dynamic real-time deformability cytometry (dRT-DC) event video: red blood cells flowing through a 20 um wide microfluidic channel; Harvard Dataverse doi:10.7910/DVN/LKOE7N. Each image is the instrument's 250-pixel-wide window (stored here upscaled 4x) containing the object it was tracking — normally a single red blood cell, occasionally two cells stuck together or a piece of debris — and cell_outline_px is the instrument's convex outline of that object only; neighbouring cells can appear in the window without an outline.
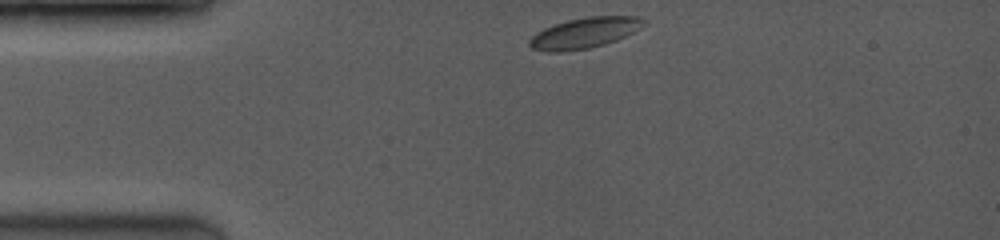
{"species": "common noctule bat (a hibernating species)", "species_latin": "Nyctalus noctula", "temperature_condition": "room temperature", "stored_images_in_passage": 40, "camera_frame_rate_fps": 3500, "um_per_image_px": 0.085, "animal": {"sex": "female", "body_mass_g": 19.0, "forearm_length_mm": 53.3}, "frame": {"image": 1, "passage_image": 1, "time_ms": 0.0, "image_size_px": [1000, 240], "cell_outline_px": [[648, 20], [632, 32], [616, 40], [604, 44], [588, 48], [556, 52], [548, 52], [532, 48], [528, 44], [528, 40], [536, 32], [544, 28], [568, 20], [588, 16], [636, 16]], "centroid_in_image_um": [49.64, 2.79], "position_along_channel_um": 35.4, "area_um2": 20.11}}
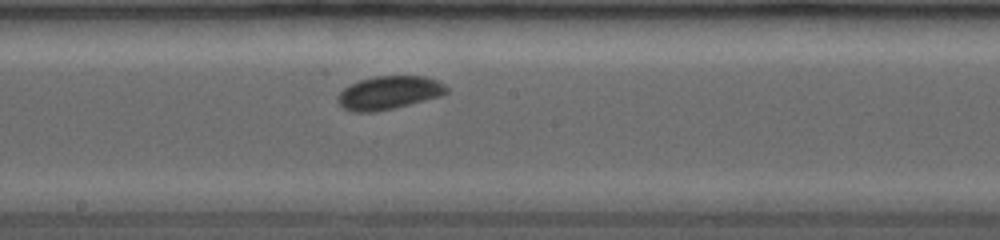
{"frame": {"image": 2, "passage_image": 20, "time_ms": 5.429, "image_size_px": [1000, 240], "cell_outline_px": [[448, 92], [440, 96], [376, 112], [352, 112], [344, 108], [336, 100], [336, 96], [344, 88], [360, 80], [376, 76], [424, 76], [436, 80], [444, 84], [448, 88]], "centroid_in_image_um": [33.04, 7.88], "position_along_channel_um": 215.2, "area_um2": 20.92}}
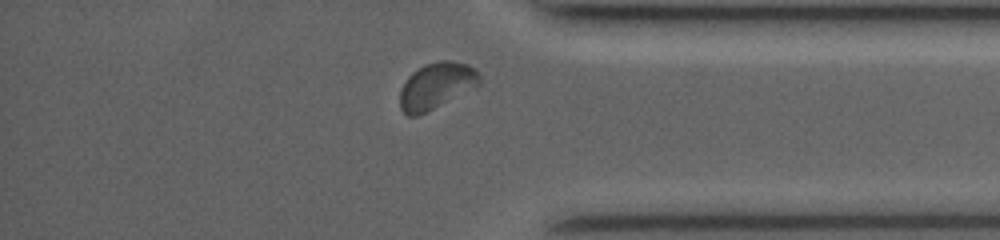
{"frame": {"image": 3, "passage_image": 36, "time_ms": 10.0, "image_size_px": [1000, 240], "cell_outline_px": [[480, 84], [476, 88], [416, 116], [408, 116], [400, 108], [400, 88], [408, 76], [412, 72], [424, 64], [440, 60], [452, 60], [468, 64], [480, 76]], "centroid_in_image_um": [37.08, 7.27], "position_along_channel_um": 398.1, "area_um2": 21.5}, "authors_computed_cell_mechanics": {"area_um2": 20.7213, "velocity_mm_per_s": 4.042, "shape_relaxation_time_tau1_ms": 1.6398, "shape_relaxation_time_tau2_ms": null, "deformation_change_tau1": 0.0429, "deformation_change_tau2": null}}